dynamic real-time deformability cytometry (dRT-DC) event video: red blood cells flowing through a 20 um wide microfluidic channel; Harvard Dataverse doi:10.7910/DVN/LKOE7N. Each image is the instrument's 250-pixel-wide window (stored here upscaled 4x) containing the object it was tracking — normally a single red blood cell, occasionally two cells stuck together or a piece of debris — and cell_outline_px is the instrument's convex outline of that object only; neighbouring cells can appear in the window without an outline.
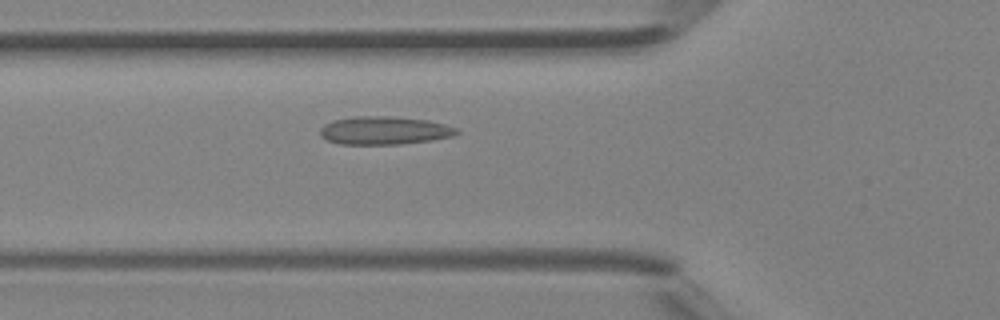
{"species": "Egyptian fruit bat (a non-hibernating species)", "species_latin": "Rousettus aegyptiacus", "temperature_condition": "room temperature", "stored_images_in_passage": 44, "camera_frame_rate_fps": 3000, "um_per_image_px": 0.085, "animal": {"sex": "female"}, "frame": {"image": 1, "passage_image": 14, "time_ms": 4.333, "image_size_px": [1000, 320], "cell_outline_px": [[460, 132], [452, 136], [432, 140], [400, 144], [340, 144], [328, 140], [320, 136], [320, 128], [324, 124], [332, 120], [356, 116], [384, 116], [428, 120], [444, 124], [456, 128]], "centroid_in_image_um": [32.64, 11.09], "position_along_channel_um": 93.2, "area_um2": 22.31}}
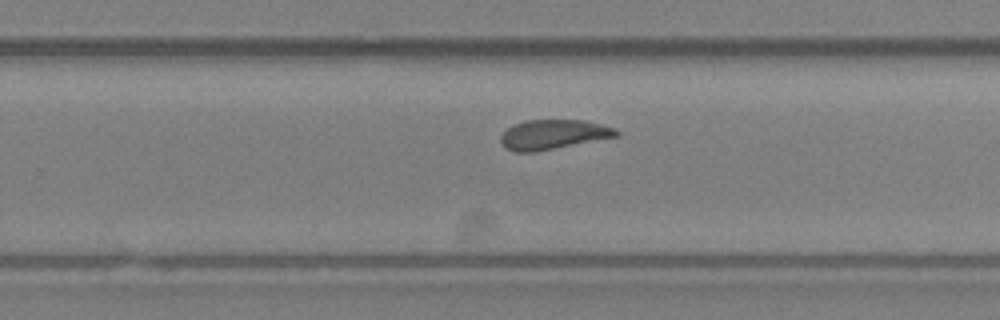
{"frame": {"image": 2, "passage_image": 27, "time_ms": 8.667, "image_size_px": [1000, 320], "cell_outline_px": [[620, 136], [532, 152], [516, 152], [504, 148], [500, 140], [500, 136], [512, 124], [524, 120], [584, 120], [616, 128], [620, 132]], "centroid_in_image_um": [47.02, 11.42], "position_along_channel_um": 282.8, "area_um2": 20.0}}
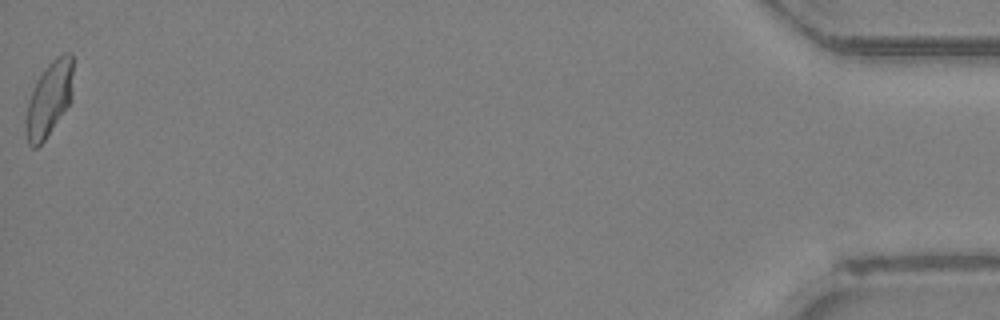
{"frame": {"image": 3, "passage_image": 44, "time_ms": 14.333, "image_size_px": [1000, 320], "cell_outline_px": [[72, 100], [44, 140], [36, 148], [32, 148], [28, 144], [28, 104], [32, 88], [36, 80], [44, 68], [56, 56], [64, 52], [72, 52]], "centroid_in_image_um": [4.22, 8.33], "position_along_channel_um": 431.0, "area_um2": 20.11}, "authors_computed_cell_mechanics": {"area_um2": 20.2589, "velocity_mm_per_s": 4.394, "shape_relaxation_time_tau1_ms": null, "shape_relaxation_time_tau2_ms": 1.4804, "deformation_change_tau1": null, "deformation_change_tau2": 0.0701}}